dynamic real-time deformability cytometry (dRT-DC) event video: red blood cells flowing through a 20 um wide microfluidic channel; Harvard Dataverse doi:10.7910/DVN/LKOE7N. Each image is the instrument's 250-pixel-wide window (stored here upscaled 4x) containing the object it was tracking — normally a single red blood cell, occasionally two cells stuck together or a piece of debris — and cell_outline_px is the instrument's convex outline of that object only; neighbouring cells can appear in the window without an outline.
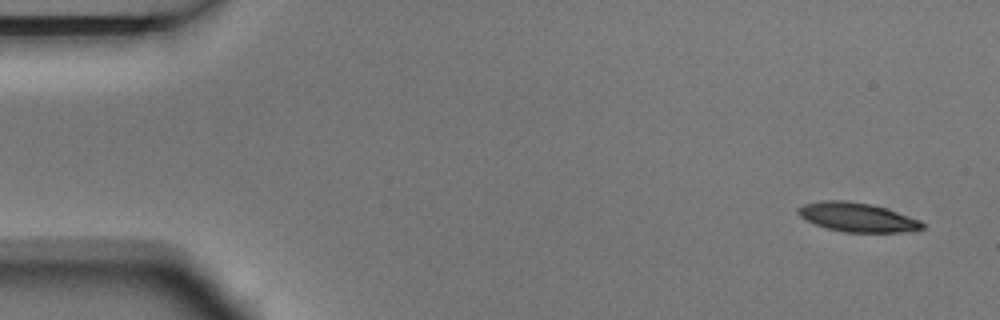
{"species": "Egyptian fruit bat (a non-hibernating species)", "species_latin": "Rousettus aegyptiacus", "temperature_condition": "room temperature", "stored_images_in_passage": 4, "camera_frame_rate_fps": 3000, "um_per_image_px": 0.085, "animal": {"sex": "male"}, "frame": {"image": 1, "passage_image": 1, "time_ms": 0.0, "image_size_px": [1000, 320], "cell_outline_px": [[928, 228], [900, 232], [844, 232], [828, 228], [816, 224], [800, 216], [796, 212], [796, 208], [804, 204], [824, 200], [848, 200], [872, 204], [920, 220], [928, 224]], "centroid_in_image_um": [72.9, 18.46], "position_along_channel_um": 12.1, "area_um2": 21.04}}
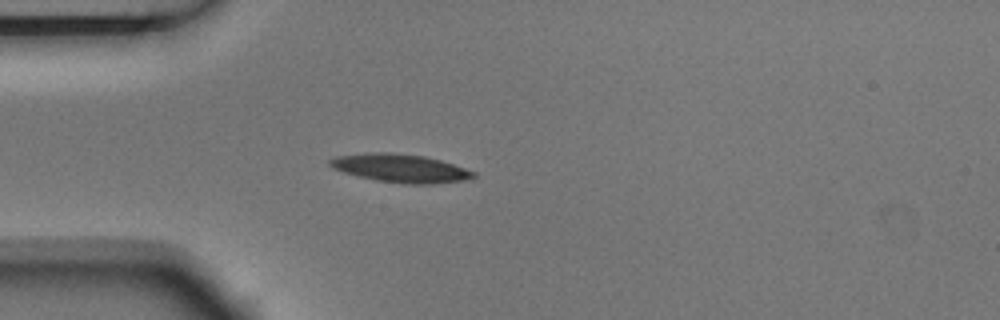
{"frame": {"image": 2, "passage_image": 4, "time_ms": 1.0, "image_size_px": [1000, 320], "cell_outline_px": [[476, 176], [464, 180], [432, 184], [404, 184], [376, 180], [356, 176], [332, 168], [328, 164], [328, 160], [336, 156], [364, 152], [388, 152], [424, 156], [440, 160], [476, 172]], "centroid_in_image_um": [33.98, 14.29], "position_along_channel_um": 51.0, "area_um2": 23.76}}